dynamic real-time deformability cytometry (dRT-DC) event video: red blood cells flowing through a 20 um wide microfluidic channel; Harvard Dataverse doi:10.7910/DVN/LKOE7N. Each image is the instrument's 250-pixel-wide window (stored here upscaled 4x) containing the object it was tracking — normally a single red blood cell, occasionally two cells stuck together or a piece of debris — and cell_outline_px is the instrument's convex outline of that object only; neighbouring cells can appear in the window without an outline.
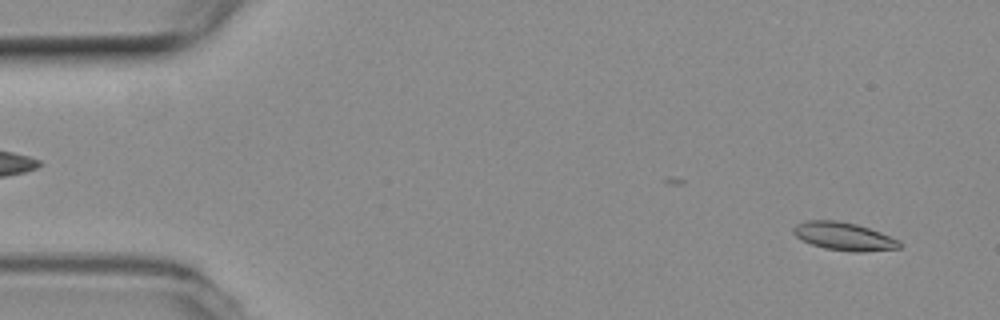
{"species": "common noctule bat (a hibernating species)", "species_latin": "Nyctalus noctula", "temperature_condition": "room temperature", "stored_images_in_passage": 49, "camera_frame_rate_fps": 3000, "um_per_image_px": 0.085, "animal": {"sex": "female", "body_mass_g": 19.3, "forearm_length_mm": 54.1}, "frame": {"image": 1, "passage_image": 3, "time_ms": 0.667, "image_size_px": [1000, 320], "cell_outline_px": [[904, 244], [900, 248], [860, 252], [852, 252], [824, 248], [800, 240], [792, 232], [792, 228], [796, 224], [804, 220], [836, 220], [856, 224], [880, 232], [900, 240]], "centroid_in_image_um": [71.72, 20.09], "position_along_channel_um": 13.3, "area_um2": 17.51}}
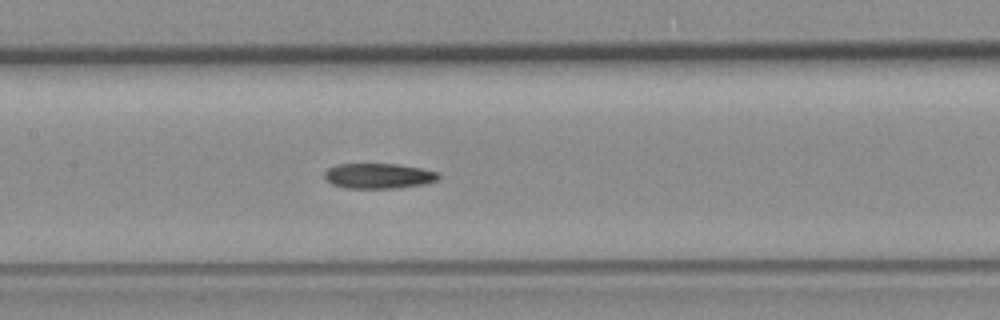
{"frame": {"image": 2, "passage_image": 25, "time_ms": 8.0, "image_size_px": [1000, 320], "cell_outline_px": [[440, 176], [436, 180], [424, 184], [400, 188], [344, 188], [332, 184], [324, 176], [324, 172], [328, 168], [336, 164], [400, 164], [440, 172]], "centroid_in_image_um": [32.19, 14.95], "position_along_channel_um": 175.2, "area_um2": 16.88}}
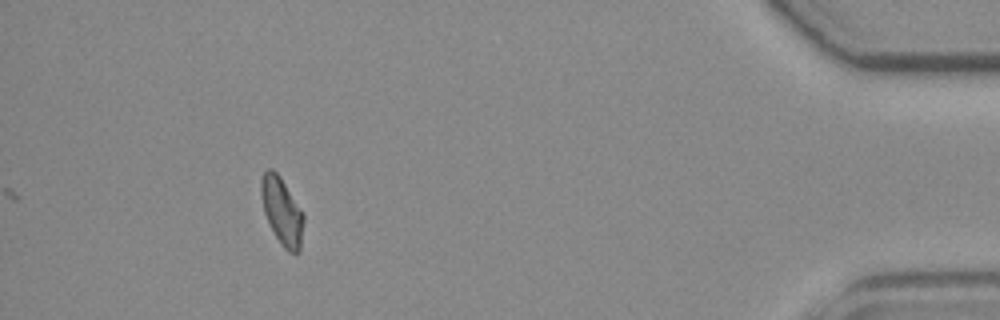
{"frame": {"image": 3, "passage_image": 49, "time_ms": 16.0, "image_size_px": [1000, 320], "cell_outline_px": [[304, 220], [300, 252], [288, 252], [280, 244], [264, 212], [260, 192], [260, 180], [264, 172], [268, 168], [272, 168], [280, 176], [300, 208], [304, 216]], "centroid_in_image_um": [23.96, 17.94], "position_along_channel_um": 411.2, "area_um2": 16.53}, "authors_computed_cell_mechanics": {"area_um2": 16.8776, "velocity_mm_per_s": 3.7714, "shape_relaxation_time_tau1_ms": 10.5488, "shape_relaxation_time_tau2_ms": 7.8867, "deformation_change_tau1": 0.1965, "deformation_change_tau2": 0.1484}}